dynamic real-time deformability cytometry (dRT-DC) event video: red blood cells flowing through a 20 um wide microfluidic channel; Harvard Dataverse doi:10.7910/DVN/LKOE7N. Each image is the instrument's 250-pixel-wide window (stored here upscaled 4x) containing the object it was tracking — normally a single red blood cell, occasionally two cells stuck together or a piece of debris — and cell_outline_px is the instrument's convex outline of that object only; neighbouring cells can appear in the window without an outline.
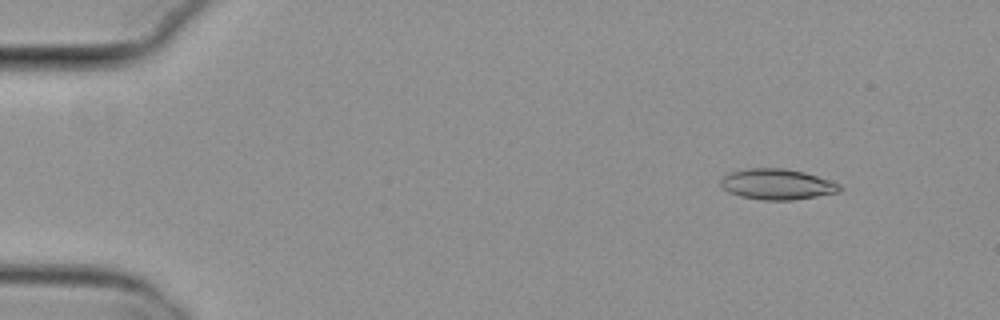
{"species": "common noctule bat (a hibernating species)", "species_latin": "Nyctalus noctula", "temperature_condition": "cold", "stored_images_in_passage": 4, "camera_frame_rate_fps": 3000, "um_per_image_px": 0.085, "animal": {"sex": "female", "body_mass_g": 29.2, "forearm_length_mm": 56.3}, "frame": {"image": 1, "passage_image": 1, "time_ms": 0.0, "image_size_px": [1000, 320], "cell_outline_px": [[844, 188], [840, 192], [792, 200], [764, 200], [740, 196], [728, 192], [720, 184], [720, 180], [724, 176], [732, 172], [752, 168], [784, 168], [804, 172], [840, 184]], "centroid_in_image_um": [66.07, 15.67], "position_along_channel_um": 18.9, "area_um2": 21.1}}
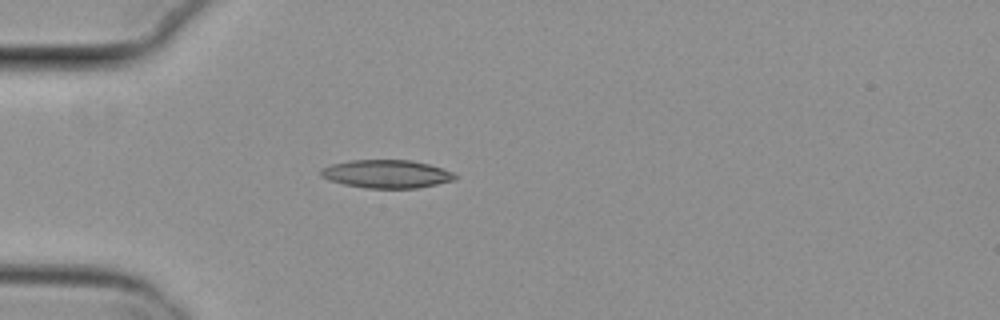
{"frame": {"image": 2, "passage_image": 4, "time_ms": 1.0, "image_size_px": [1000, 320], "cell_outline_px": [[456, 180], [416, 188], [364, 188], [344, 184], [328, 180], [320, 176], [320, 168], [332, 164], [352, 160], [412, 160], [428, 164], [452, 172], [456, 176]], "centroid_in_image_um": [32.82, 14.79], "position_along_channel_um": 52.2, "area_um2": 21.96}}